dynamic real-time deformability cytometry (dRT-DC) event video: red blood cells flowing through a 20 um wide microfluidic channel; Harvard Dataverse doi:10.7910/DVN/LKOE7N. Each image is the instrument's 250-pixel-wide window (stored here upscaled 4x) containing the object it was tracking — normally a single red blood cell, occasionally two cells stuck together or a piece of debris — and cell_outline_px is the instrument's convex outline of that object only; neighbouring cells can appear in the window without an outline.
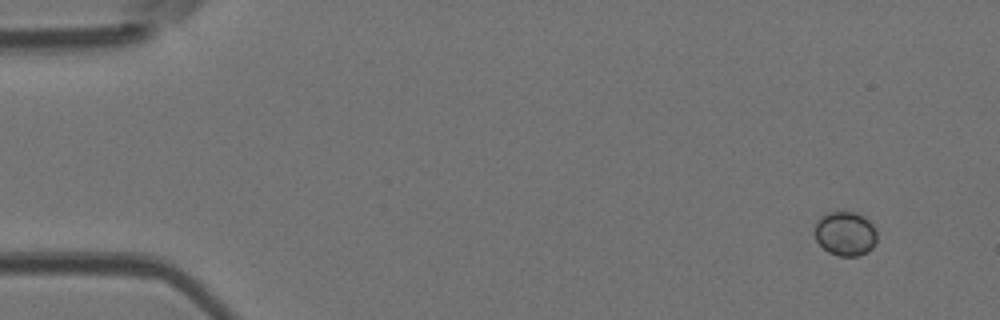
{"species": "Egyptian fruit bat (a non-hibernating species)", "species_latin": "Rousettus aegyptiacus", "temperature_condition": "room temperature", "stored_images_in_passage": 5, "camera_frame_rate_fps": 3000, "um_per_image_px": 0.085, "animal": {"sex": "female"}, "frame": {"image": 1, "passage_image": 1, "time_ms": 0.0, "image_size_px": [1000, 320], "cell_outline_px": [[876, 240], [872, 248], [868, 252], [856, 256], [840, 256], [828, 252], [816, 240], [816, 224], [820, 216], [828, 212], [852, 212], [864, 216], [872, 224], [876, 232]], "centroid_in_image_um": [71.86, 19.86], "position_along_channel_um": 13.1, "area_um2": 15.9}}
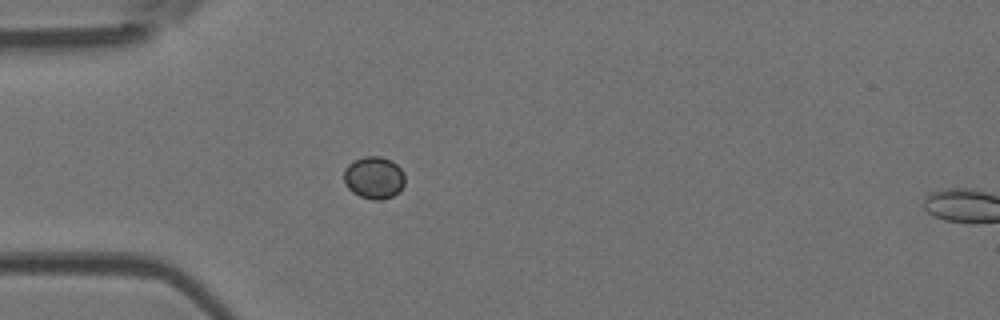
{"frame": {"image": 2, "passage_image": 4, "time_ms": 1.0, "image_size_px": [1000, 320], "cell_outline_px": [[404, 184], [400, 192], [392, 196], [380, 200], [372, 200], [360, 196], [352, 192], [348, 188], [344, 180], [344, 168], [352, 160], [364, 156], [380, 156], [392, 160], [404, 172]], "centroid_in_image_um": [31.79, 15.09], "position_along_channel_um": 53.2, "area_um2": 15.26}}